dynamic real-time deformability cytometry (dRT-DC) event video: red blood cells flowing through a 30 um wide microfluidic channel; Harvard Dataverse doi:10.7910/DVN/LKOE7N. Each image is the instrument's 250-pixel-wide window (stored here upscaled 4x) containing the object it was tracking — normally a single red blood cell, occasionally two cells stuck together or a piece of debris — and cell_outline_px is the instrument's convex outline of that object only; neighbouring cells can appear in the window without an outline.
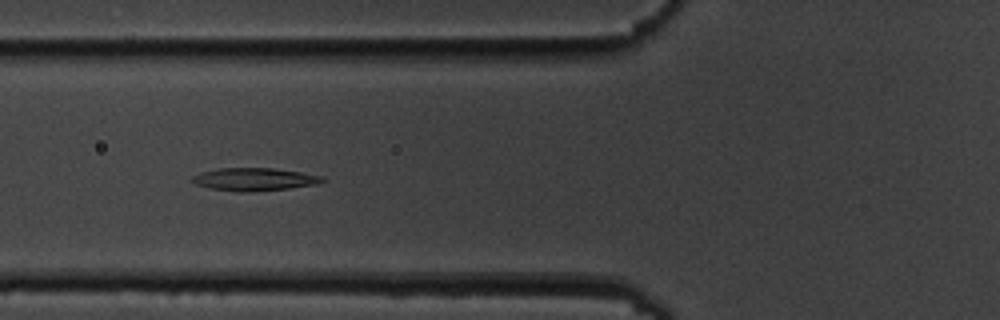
{"species": "common noctule bat (a hibernating species)", "species_latin": "Nyctalus noctula", "temperature_condition": "cold", "stored_images_in_passage": 15, "camera_frame_rate_fps": 3000, "um_per_image_px": 0.085, "animal": {"sex": "male", "body_mass_g": 19.5, "forearm_length_mm": 54.6}, "frame": {"image": 1, "passage_image": 6, "time_ms": 6.333, "image_size_px": [1000, 320], "cell_outline_px": [[328, 180], [316, 184], [288, 188], [252, 192], [248, 192], [208, 188], [196, 184], [192, 180], [192, 176], [204, 172], [220, 168], [272, 168], [300, 172], [324, 176]], "centroid_in_image_um": [21.67, 15.24], "position_along_channel_um": 104.1, "area_um2": 17.11}}
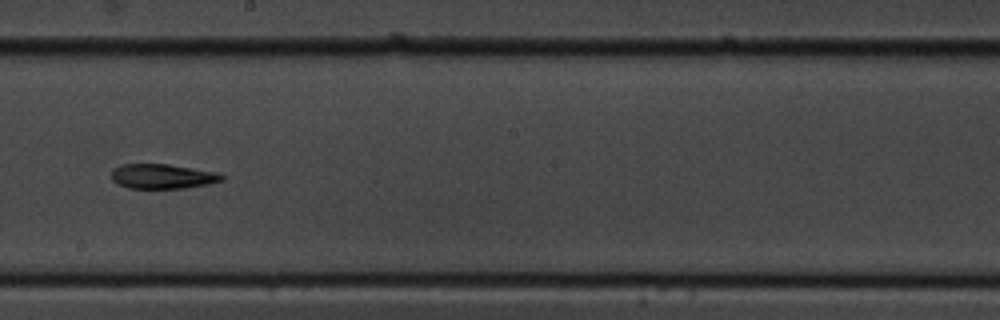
{"frame": {"image": 2, "passage_image": 9, "time_ms": 10.0, "image_size_px": [1000, 320], "cell_outline_px": [[224, 180], [208, 184], [184, 188], [128, 188], [116, 184], [112, 180], [112, 168], [120, 164], [168, 164], [220, 172], [224, 176]], "centroid_in_image_um": [13.81, 14.98], "position_along_channel_um": 234.4, "area_um2": 16.13}}
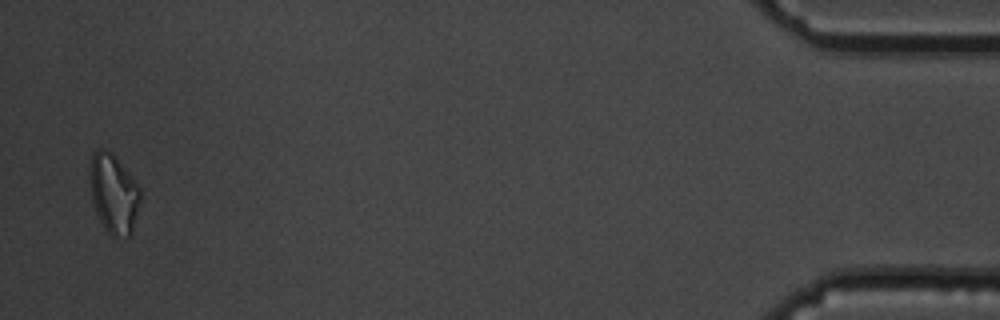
{"frame": {"image": 3, "passage_image": 15, "time_ms": 17.667, "image_size_px": [1000, 320], "cell_outline_px": [[140, 204], [132, 232], [128, 236], [112, 236], [104, 228], [96, 212], [92, 200], [88, 176], [92, 152], [96, 148], [104, 148], [112, 152], [136, 180], [140, 188]], "centroid_in_image_um": [9.65, 16.4], "position_along_channel_um": 425.6, "area_um2": 23.76}, "authors_computed_cell_mechanics": {"area_um2": 17.1088, "velocity_mm_per_s": 3.5585, "shape_relaxation_time_tau1_ms": 8.6844, "shape_relaxation_time_tau2_ms": 2.3807, "deformation_change_tau1": 0.1934, "deformation_change_tau2": 0.0934}}